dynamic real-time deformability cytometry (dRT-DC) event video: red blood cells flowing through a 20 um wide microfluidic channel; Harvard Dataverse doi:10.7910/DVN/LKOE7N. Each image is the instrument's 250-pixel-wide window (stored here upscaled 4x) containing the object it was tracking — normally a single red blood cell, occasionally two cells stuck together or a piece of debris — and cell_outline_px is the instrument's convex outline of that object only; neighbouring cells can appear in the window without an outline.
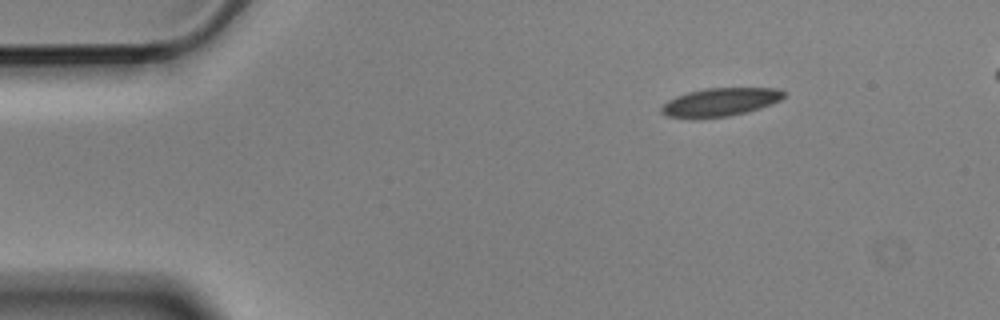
{"species": "Egyptian fruit bat (a non-hibernating species)", "species_latin": "Rousettus aegyptiacus", "temperature_condition": "cold", "stored_images_in_passage": 4, "camera_frame_rate_fps": 3000, "um_per_image_px": 0.085, "animal": {"sex": "male"}, "frame": {"image": 1, "passage_image": 1, "time_ms": 0.0, "image_size_px": [1000, 320], "cell_outline_px": [[784, 96], [780, 100], [760, 108], [728, 116], [700, 120], [692, 120], [668, 116], [660, 112], [660, 108], [668, 100], [676, 96], [688, 92], [704, 88], [776, 88], [784, 92]], "centroid_in_image_um": [61.14, 8.7], "position_along_channel_um": 23.9, "area_um2": 20.4}}